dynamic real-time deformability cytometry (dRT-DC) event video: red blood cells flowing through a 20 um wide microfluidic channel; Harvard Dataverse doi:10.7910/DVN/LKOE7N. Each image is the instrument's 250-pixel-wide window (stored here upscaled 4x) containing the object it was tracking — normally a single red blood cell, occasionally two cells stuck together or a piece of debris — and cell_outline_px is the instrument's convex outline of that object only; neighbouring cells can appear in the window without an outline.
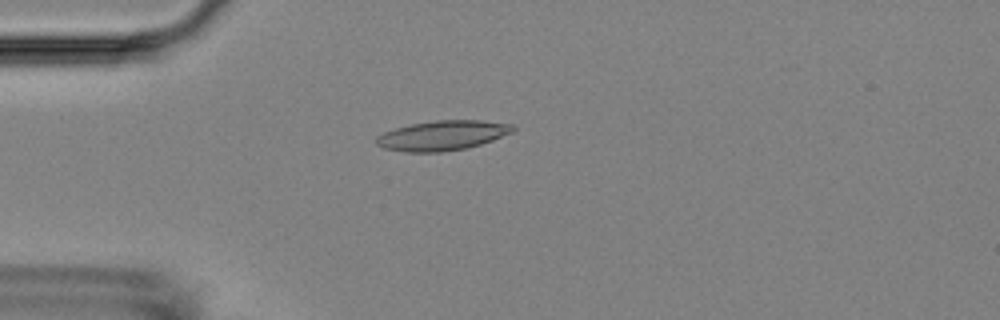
{"species": "Egyptian fruit bat (a non-hibernating species)", "species_latin": "Rousettus aegyptiacus", "temperature_condition": "room temperature", "stored_images_in_passage": 42, "camera_frame_rate_fps": 3000, "um_per_image_px": 0.085, "animal": {"sex": "female"}, "frame": {"image": 1, "passage_image": 9, "time_ms": 2.667, "image_size_px": [1000, 320], "cell_outline_px": [[516, 128], [512, 132], [492, 140], [468, 148], [440, 152], [404, 152], [384, 148], [376, 144], [376, 136], [384, 132], [396, 128], [412, 124], [436, 120], [480, 120], [512, 124]], "centroid_in_image_um": [37.6, 11.52], "position_along_channel_um": 47.4, "area_um2": 23.64}}
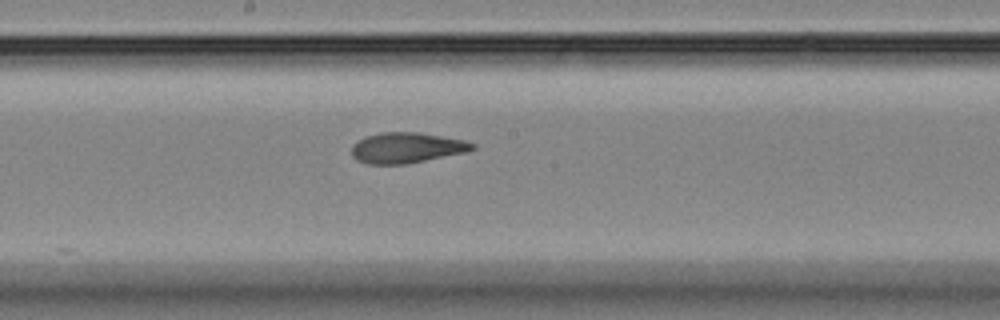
{"frame": {"image": 2, "passage_image": 24, "time_ms": 7.667, "image_size_px": [1000, 320], "cell_outline_px": [[476, 148], [464, 152], [404, 164], [368, 164], [356, 160], [352, 156], [352, 144], [364, 136], [380, 132], [416, 132], [464, 140], [476, 144]], "centroid_in_image_um": [34.5, 12.55], "position_along_channel_um": 213.7, "area_um2": 21.33}}
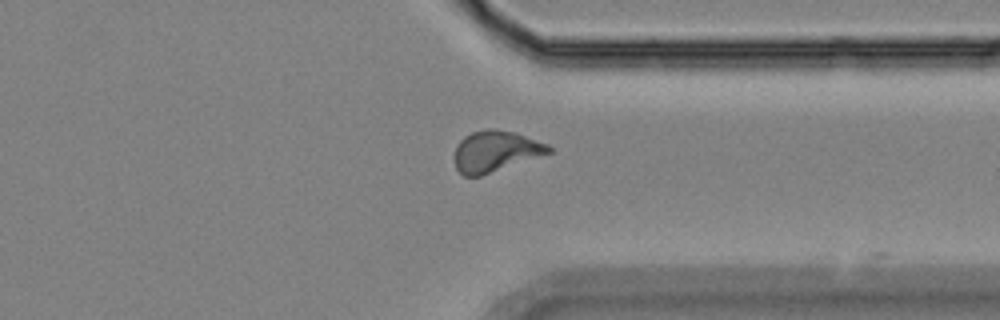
{"frame": {"image": 3, "passage_image": 37, "time_ms": 12.0, "image_size_px": [1000, 320], "cell_outline_px": [[552, 152], [480, 176], [464, 176], [456, 168], [452, 156], [456, 144], [464, 136], [472, 132], [484, 128], [496, 128], [516, 132], [548, 144], [552, 148]], "centroid_in_image_um": [42.07, 12.83], "position_along_channel_um": 369.3, "area_um2": 22.83}, "authors_computed_cell_mechanics": {"area_um2": 22.0796, "velocity_mm_per_s": 3.6087, "shape_relaxation_time_tau1_ms": 7.7185, "shape_relaxation_time_tau2_ms": 2.2471, "deformation_change_tau1": 0.1964, "deformation_change_tau2": 0.0891}}